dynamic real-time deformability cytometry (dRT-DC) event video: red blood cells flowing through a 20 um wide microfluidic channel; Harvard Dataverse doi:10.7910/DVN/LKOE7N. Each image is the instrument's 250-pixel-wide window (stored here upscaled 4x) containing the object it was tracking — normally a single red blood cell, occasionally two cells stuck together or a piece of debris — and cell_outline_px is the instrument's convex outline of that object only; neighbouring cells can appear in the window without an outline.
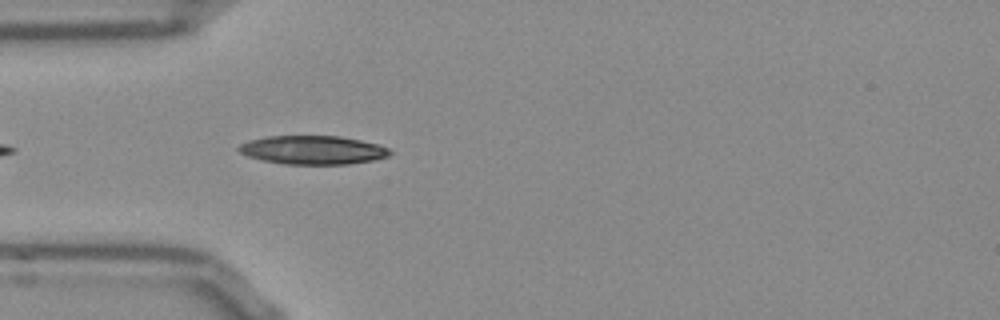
{"species": "Egyptian fruit bat (a non-hibernating species)", "species_latin": "Rousettus aegyptiacus", "temperature_condition": "room temperature", "stored_images_in_passage": 23, "camera_frame_rate_fps": 3000, "um_per_image_px": 0.085, "frame": {"image": 1, "passage_image": 1, "time_ms": 0.0, "image_size_px": [1000, 320], "cell_outline_px": [[392, 152], [388, 156], [372, 160], [348, 164], [284, 164], [264, 160], [248, 156], [240, 152], [236, 148], [240, 144], [252, 140], [268, 136], [340, 136], [360, 140], [376, 144], [388, 148]], "centroid_in_image_um": [26.59, 12.75], "position_along_channel_um": 58.4, "area_um2": 24.97}}
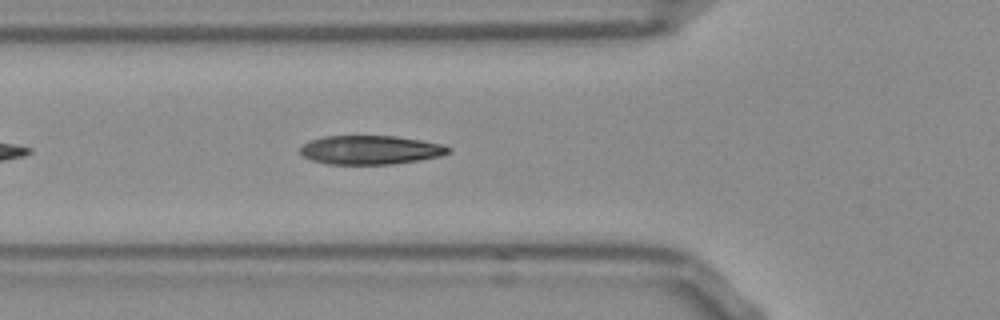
{"frame": {"image": 2, "passage_image": 4, "time_ms": 1.0, "image_size_px": [1000, 320], "cell_outline_px": [[452, 152], [440, 156], [392, 164], [328, 164], [312, 160], [304, 156], [300, 152], [300, 148], [304, 144], [312, 140], [324, 136], [396, 136], [444, 144], [452, 148]], "centroid_in_image_um": [31.52, 12.74], "position_along_channel_um": 94.3, "area_um2": 24.85}}
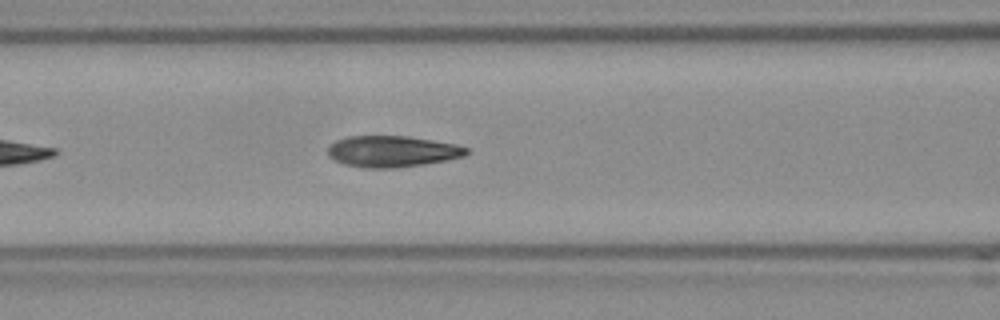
{"frame": {"image": 3, "passage_image": 7, "time_ms": 2.0, "image_size_px": [1000, 320], "cell_outline_px": [[468, 152], [464, 156], [424, 164], [396, 168], [368, 168], [344, 164], [328, 156], [328, 148], [336, 140], [348, 136], [408, 136], [456, 144], [468, 148]], "centroid_in_image_um": [33.33, 12.86], "position_along_channel_um": 133.3, "area_um2": 25.09}}